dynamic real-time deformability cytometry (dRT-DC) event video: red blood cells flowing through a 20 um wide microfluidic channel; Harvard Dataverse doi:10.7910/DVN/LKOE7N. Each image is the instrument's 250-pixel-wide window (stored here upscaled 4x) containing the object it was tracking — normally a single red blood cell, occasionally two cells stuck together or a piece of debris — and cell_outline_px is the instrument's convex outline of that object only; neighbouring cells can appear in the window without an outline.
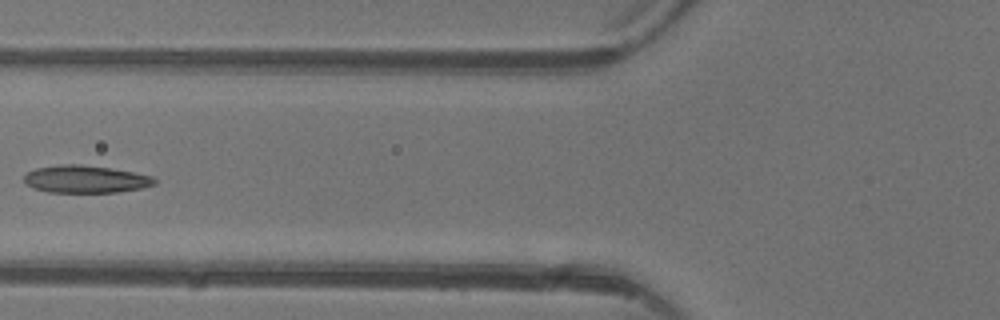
{"species": "common noctule bat (a hibernating species)", "species_latin": "Nyctalus noctula", "temperature_condition": "warm", "stored_images_in_passage": 4, "camera_frame_rate_fps": 3000, "um_per_image_px": 0.085, "animal": {"sex": "female"}, "frame": {"image": 1, "passage_image": 4, "time_ms": 4.667, "image_size_px": [1000, 320], "cell_outline_px": [[156, 184], [140, 188], [116, 192], [48, 192], [32, 188], [24, 180], [24, 176], [28, 172], [36, 168], [60, 164], [80, 164], [108, 168], [132, 172], [152, 176], [156, 180]], "centroid_in_image_um": [7.25, 15.23], "position_along_channel_um": 118.6, "area_um2": 20.69}}